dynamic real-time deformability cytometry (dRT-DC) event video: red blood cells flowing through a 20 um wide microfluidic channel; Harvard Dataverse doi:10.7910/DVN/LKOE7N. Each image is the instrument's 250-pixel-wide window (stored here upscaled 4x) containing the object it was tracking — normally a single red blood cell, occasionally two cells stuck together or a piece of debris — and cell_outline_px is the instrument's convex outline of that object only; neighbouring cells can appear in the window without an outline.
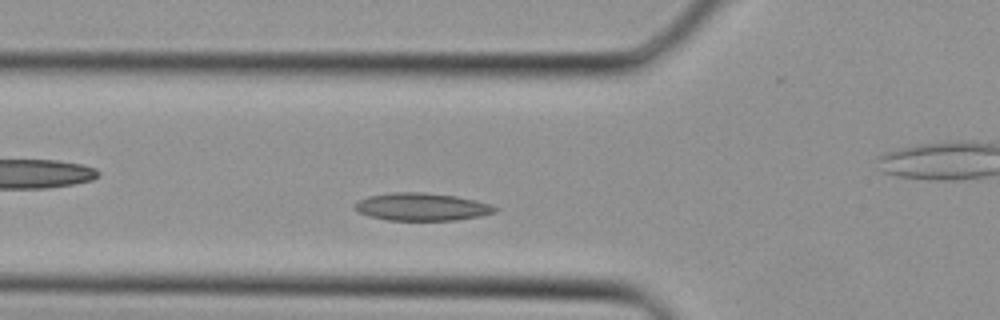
{"species": "Egyptian fruit bat (a non-hibernating species)", "species_latin": "Rousettus aegyptiacus", "temperature_condition": "cold", "stored_images_in_passage": 29, "segment_of_instrument_passage": [1, 2], "camera_frame_rate_fps": 3000, "um_per_image_px": 0.085, "animal": {"sex": "female"}, "frame": {"image": 1, "passage_image": 4, "time_ms": 1.0, "image_size_px": [1000, 320], "cell_outline_px": [[500, 208], [496, 212], [484, 216], [456, 220], [388, 220], [368, 216], [360, 212], [356, 208], [356, 204], [360, 200], [368, 196], [392, 192], [424, 192], [456, 196], [492, 204]], "centroid_in_image_um": [35.94, 17.58], "position_along_channel_um": 89.9, "area_um2": 22.66}}
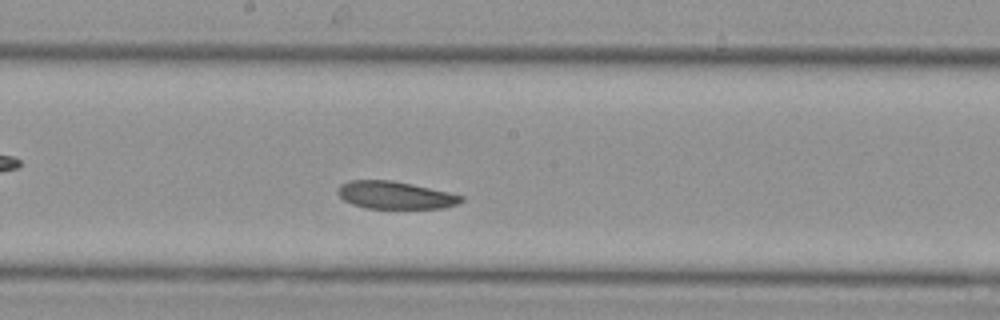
{"frame": {"image": 2, "passage_image": 11, "time_ms": 3.333, "image_size_px": [1000, 320], "cell_outline_px": [[464, 200], [460, 204], [444, 208], [364, 208], [352, 204], [344, 200], [336, 192], [340, 184], [348, 180], [392, 180], [412, 184], [448, 192], [464, 196]], "centroid_in_image_um": [33.59, 16.59], "position_along_channel_um": 214.6, "area_um2": 19.94}}
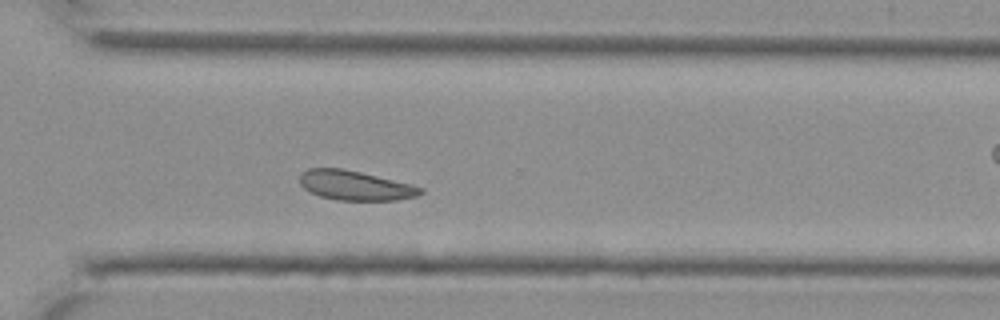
{"frame": {"image": 3, "passage_image": 18, "time_ms": 5.667, "image_size_px": [1000, 320], "cell_outline_px": [[424, 192], [416, 196], [396, 200], [336, 200], [320, 196], [304, 188], [300, 184], [300, 172], [308, 168], [344, 168], [412, 184], [424, 188]], "centroid_in_image_um": [30.19, 15.75], "position_along_channel_um": 340.4, "area_um2": 20.87}}